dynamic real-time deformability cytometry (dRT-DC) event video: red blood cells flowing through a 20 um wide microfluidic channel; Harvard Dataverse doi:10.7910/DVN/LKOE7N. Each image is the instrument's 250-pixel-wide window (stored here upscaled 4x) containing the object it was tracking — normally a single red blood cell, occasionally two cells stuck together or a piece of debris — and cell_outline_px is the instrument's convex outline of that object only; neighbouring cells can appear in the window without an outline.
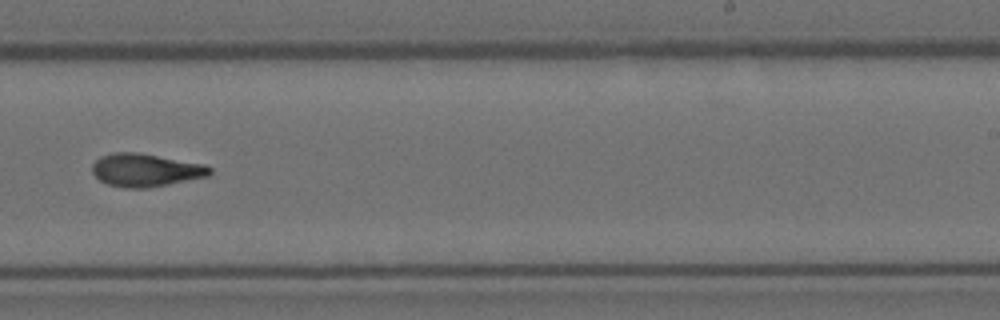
{"species": "Egyptian fruit bat (a non-hibernating species)", "species_latin": "Rousettus aegyptiacus", "temperature_condition": "room temperature", "stored_images_in_passage": 9, "camera_frame_rate_fps": 3000, "um_per_image_px": 0.085, "animal": {"sex": "female"}, "frame": {"image": 1, "passage_image": 8, "time_ms": 9.0, "image_size_px": [1000, 320], "cell_outline_px": [[212, 172], [208, 176], [148, 188], [128, 188], [108, 184], [100, 180], [92, 172], [92, 164], [100, 156], [112, 152], [136, 152], [204, 164], [212, 168]], "centroid_in_image_um": [12.36, 14.45], "position_along_channel_um": 276.6, "area_um2": 22.48}}
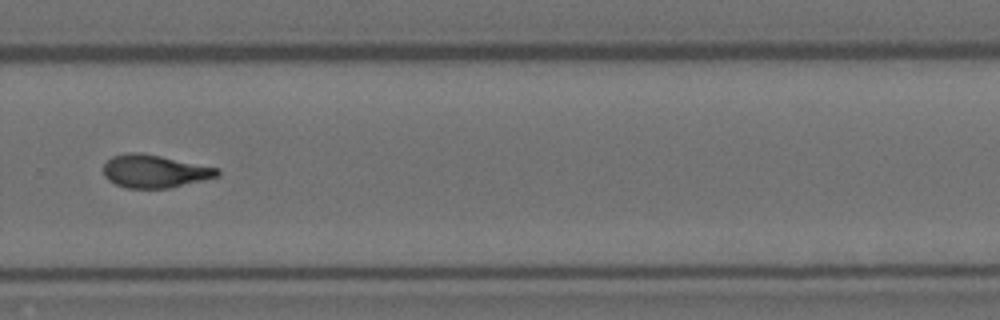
{"frame": {"image": 2, "passage_image": 9, "time_ms": 10.0, "image_size_px": [1000, 320], "cell_outline_px": [[220, 176], [168, 188], [128, 188], [116, 184], [108, 180], [104, 176], [104, 164], [112, 156], [128, 152], [140, 152], [220, 168]], "centroid_in_image_um": [13.15, 14.55], "position_along_channel_um": 316.7, "area_um2": 21.79}}